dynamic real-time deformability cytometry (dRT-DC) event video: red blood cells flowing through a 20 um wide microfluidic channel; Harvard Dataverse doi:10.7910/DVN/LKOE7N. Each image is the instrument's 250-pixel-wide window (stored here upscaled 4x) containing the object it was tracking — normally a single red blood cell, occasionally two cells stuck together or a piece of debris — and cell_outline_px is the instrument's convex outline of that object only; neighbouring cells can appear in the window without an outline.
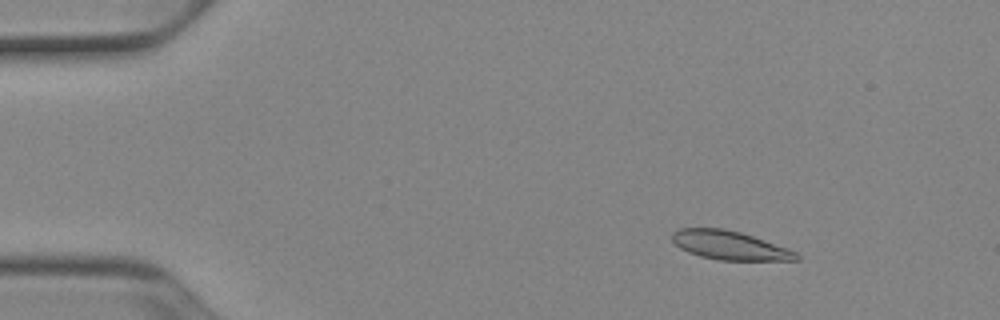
{"species": "Egyptian fruit bat (a non-hibernating species)", "species_latin": "Rousettus aegyptiacus", "temperature_condition": "cold", "stored_images_in_passage": 53, "camera_frame_rate_fps": 3000, "um_per_image_px": 0.085, "animal": {"sex": "female"}, "frame": {"image": 1, "passage_image": 8, "time_ms": 2.333, "image_size_px": [1000, 320], "cell_outline_px": [[800, 260], [720, 260], [700, 256], [688, 252], [680, 248], [672, 240], [672, 232], [680, 228], [724, 228], [740, 232], [788, 248], [796, 252], [800, 256]], "centroid_in_image_um": [62.02, 20.85], "position_along_channel_um": 23.0, "area_um2": 20.75}}
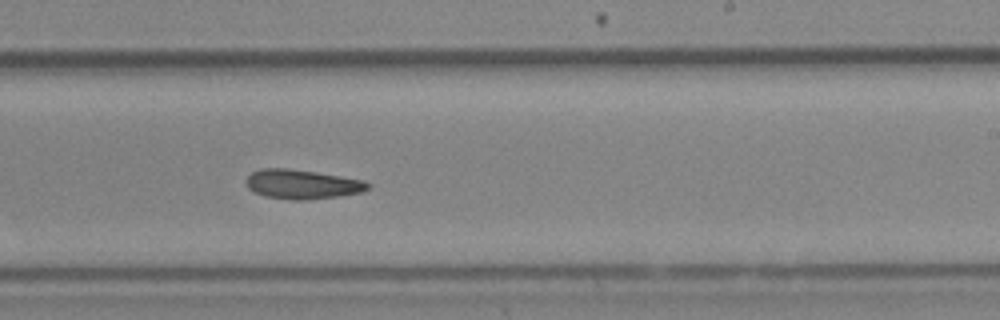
{"frame": {"image": 2, "passage_image": 33, "time_ms": 10.667, "image_size_px": [1000, 320], "cell_outline_px": [[372, 184], [368, 188], [360, 192], [340, 196], [308, 200], [288, 200], [264, 196], [248, 188], [244, 180], [252, 172], [260, 168], [284, 168], [316, 172], [364, 180]], "centroid_in_image_um": [25.66, 15.66], "position_along_channel_um": 263.3, "area_um2": 20.92}}
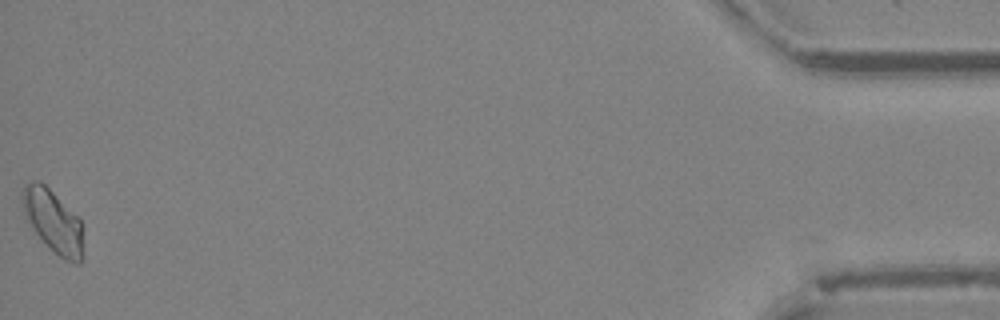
{"frame": {"image": 3, "passage_image": 53, "time_ms": 17.333, "image_size_px": [1000, 320], "cell_outline_px": [[84, 260], [80, 264], [72, 264], [64, 260], [36, 232], [28, 220], [24, 212], [20, 200], [20, 192], [24, 184], [32, 180], [40, 180], [80, 220], [84, 256]], "centroid_in_image_um": [4.51, 18.8], "position_along_channel_um": 430.7, "area_um2": 21.96}, "authors_computed_cell_mechanics": {"area_um2": 20.808, "velocity_mm_per_s": 3.8963, "shape_relaxation_time_tau1_ms": 5.22, "shape_relaxation_time_tau2_ms": 4.3208, "deformation_change_tau1": 0.1242, "deformation_change_tau2": 0.0986}}